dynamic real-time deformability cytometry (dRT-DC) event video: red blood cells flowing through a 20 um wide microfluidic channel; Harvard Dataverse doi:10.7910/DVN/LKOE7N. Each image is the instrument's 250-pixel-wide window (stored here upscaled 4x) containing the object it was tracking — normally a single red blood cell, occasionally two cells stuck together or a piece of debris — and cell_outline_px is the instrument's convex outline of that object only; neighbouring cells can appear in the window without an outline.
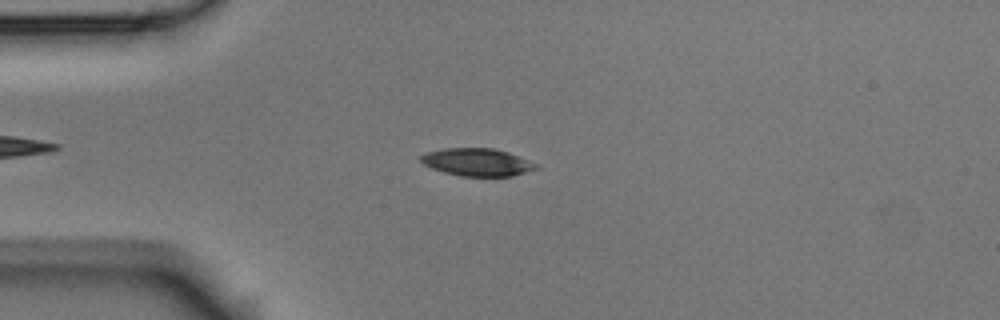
{"species": "Egyptian fruit bat (a non-hibernating species)", "species_latin": "Rousettus aegyptiacus", "temperature_condition": "room temperature", "stored_images_in_passage": 46, "camera_frame_rate_fps": 3000, "um_per_image_px": 0.085, "animal": {"sex": "male"}, "frame": {"image": 1, "passage_image": 6, "time_ms": 1.667, "image_size_px": [1000, 320], "cell_outline_px": [[540, 168], [512, 176], [460, 176], [444, 172], [432, 168], [424, 164], [420, 160], [420, 156], [428, 152], [444, 148], [492, 148], [508, 152], [536, 164]], "centroid_in_image_um": [40.55, 13.79], "position_along_channel_um": 44.4, "area_um2": 18.38}}
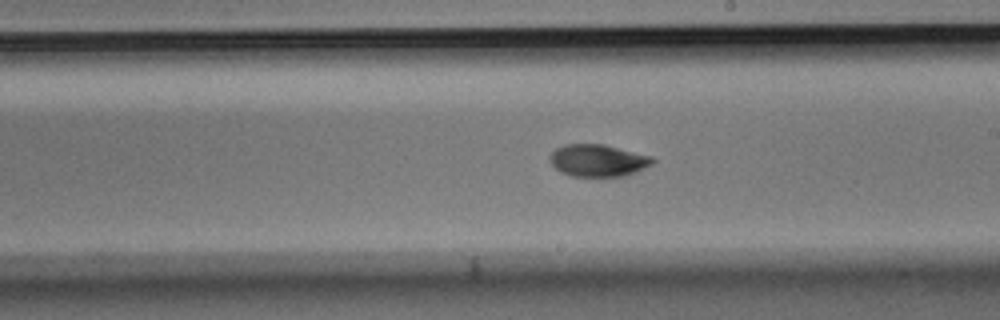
{"frame": {"image": 2, "passage_image": 23, "time_ms": 7.333, "image_size_px": [1000, 320], "cell_outline_px": [[656, 160], [652, 164], [636, 172], [624, 176], [572, 176], [560, 172], [552, 164], [548, 156], [556, 148], [564, 144], [604, 144], [652, 156]], "centroid_in_image_um": [50.83, 13.63], "position_along_channel_um": 238.2, "area_um2": 19.31}}
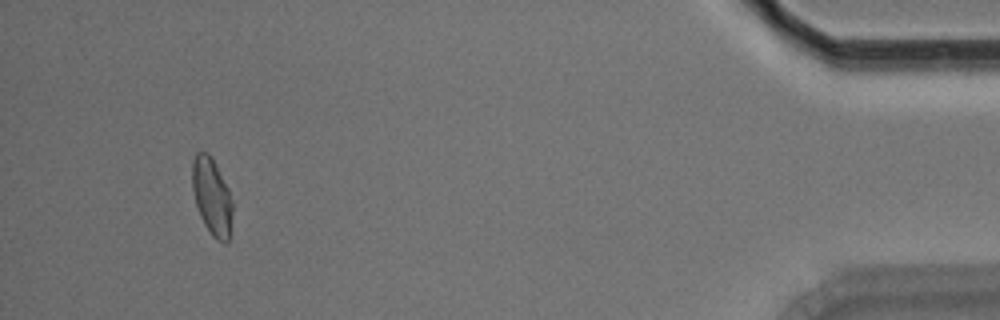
{"frame": {"image": 3, "passage_image": 43, "time_ms": 14.0, "image_size_px": [1000, 320], "cell_outline_px": [[232, 212], [228, 244], [224, 244], [216, 240], [212, 236], [204, 224], [200, 216], [196, 204], [192, 188], [192, 160], [196, 152], [208, 152], [216, 164], [228, 188], [232, 204]], "centroid_in_image_um": [18.0, 16.72], "position_along_channel_um": 417.2, "area_um2": 18.15}, "authors_computed_cell_mechanics": {"area_um2": 19.1318, "velocity_mm_per_s": 3.7311, "shape_relaxation_time_tau1_ms": 3.5071, "shape_relaxation_time_tau2_ms": 7.4048, "deformation_change_tau1": 0.1461, "deformation_change_tau2": 0.0952}}